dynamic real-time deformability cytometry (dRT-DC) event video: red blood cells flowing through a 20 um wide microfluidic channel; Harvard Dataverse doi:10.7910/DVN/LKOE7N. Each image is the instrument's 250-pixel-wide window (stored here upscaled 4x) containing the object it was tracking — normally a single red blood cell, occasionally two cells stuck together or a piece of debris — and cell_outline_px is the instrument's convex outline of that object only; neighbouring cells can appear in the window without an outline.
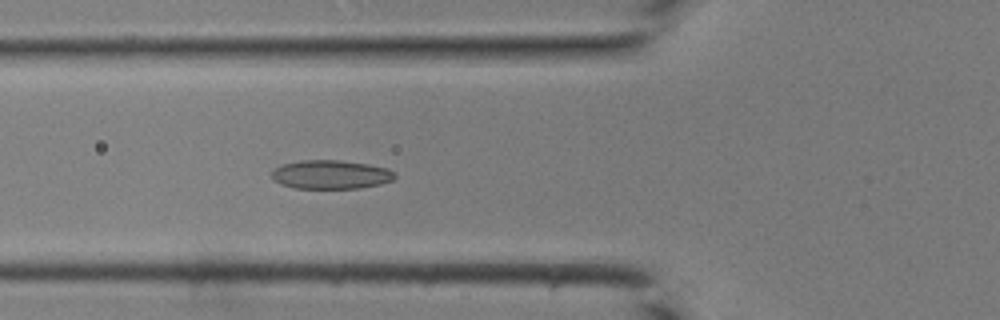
{"species": "common noctule bat (a hibernating species)", "species_latin": "Nyctalus noctula", "temperature_condition": "room temperature", "stored_images_in_passage": 35, "camera_frame_rate_fps": 3000, "um_per_image_px": 0.085, "animal": {"sex": "male", "body_mass_g": 19.0, "forearm_length_mm": 50.8}, "frame": {"image": 1, "passage_image": 9, "time_ms": 2.667, "image_size_px": [1000, 320], "cell_outline_px": [[396, 176], [392, 180], [380, 184], [360, 188], [292, 188], [280, 184], [272, 180], [272, 172], [280, 164], [300, 160], [340, 160], [368, 164], [388, 168], [396, 172]], "centroid_in_image_um": [28.11, 14.83], "position_along_channel_um": 97.7, "area_um2": 20.87}}
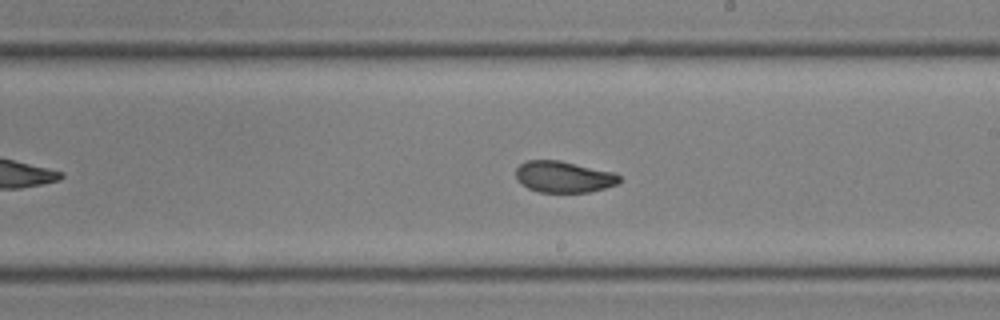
{"frame": {"image": 2, "passage_image": 18, "time_ms": 5.667, "image_size_px": [1000, 320], "cell_outline_px": [[620, 180], [616, 184], [604, 188], [588, 192], [540, 192], [528, 188], [520, 184], [516, 180], [516, 168], [520, 164], [528, 160], [560, 160], [616, 172], [620, 176]], "centroid_in_image_um": [47.9, 15.02], "position_along_channel_um": 241.1, "area_um2": 19.07}}
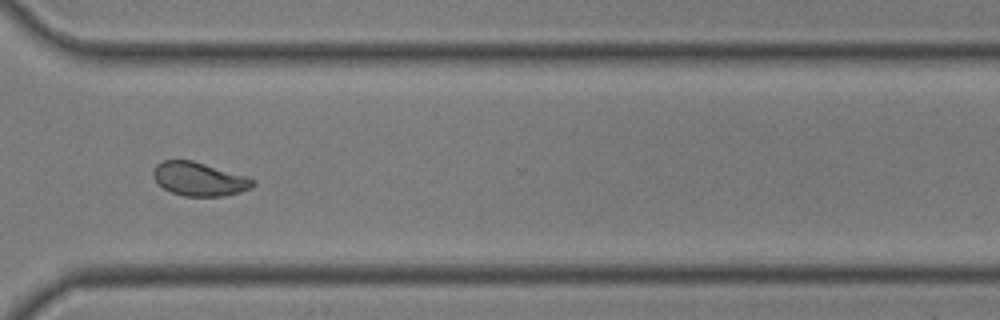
{"frame": {"image": 3, "passage_image": 25, "time_ms": 8.0, "image_size_px": [1000, 320], "cell_outline_px": [[256, 184], [252, 188], [240, 192], [224, 196], [184, 196], [172, 192], [164, 188], [152, 176], [152, 172], [156, 164], [164, 160], [192, 160], [248, 176], [256, 180]], "centroid_in_image_um": [16.97, 15.21], "position_along_channel_um": 353.6, "area_um2": 19.65}}